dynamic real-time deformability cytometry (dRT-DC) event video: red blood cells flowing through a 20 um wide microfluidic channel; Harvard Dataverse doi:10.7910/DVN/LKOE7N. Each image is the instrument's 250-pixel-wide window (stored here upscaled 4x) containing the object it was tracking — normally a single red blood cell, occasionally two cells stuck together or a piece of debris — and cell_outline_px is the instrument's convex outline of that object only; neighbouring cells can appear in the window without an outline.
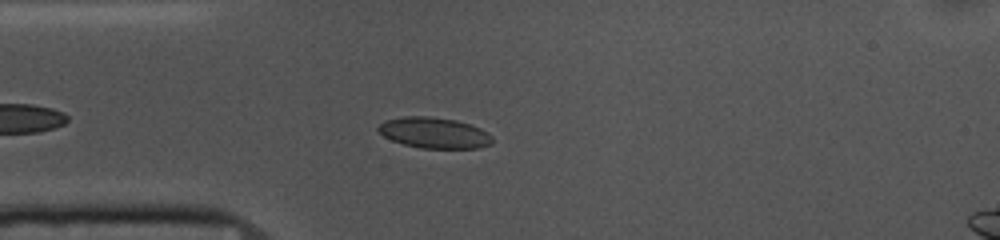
{"species": "common noctule bat (a hibernating species)", "species_latin": "Nyctalus noctula", "temperature_condition": "cold", "stored_images_in_passage": 25, "camera_frame_rate_fps": 3000, "um_per_image_px": 0.085, "animal": {"sex": "female", "body_mass_g": 10.0, "forearm_length_mm": 53.1}, "frame": {"image": 1, "passage_image": 7, "time_ms": 2.0, "image_size_px": [1000, 240], "cell_outline_px": [[492, 144], [480, 148], [420, 148], [404, 144], [392, 140], [384, 136], [376, 128], [384, 120], [404, 116], [428, 116], [456, 120], [480, 128], [488, 132], [492, 136]], "centroid_in_image_um": [36.91, 11.29], "position_along_channel_um": 48.1, "area_um2": 20.52}}
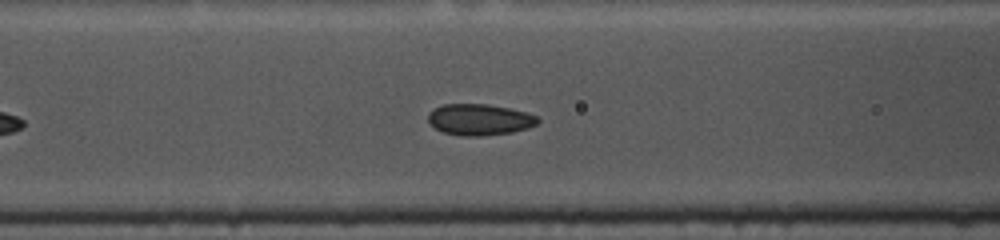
{"frame": {"image": 2, "passage_image": 14, "time_ms": 4.333, "image_size_px": [1000, 240], "cell_outline_px": [[540, 120], [536, 124], [528, 128], [512, 132], [480, 136], [460, 136], [444, 132], [436, 128], [428, 120], [428, 112], [444, 104], [488, 104], [528, 112], [536, 116]], "centroid_in_image_um": [40.77, 10.16], "position_along_channel_um": 125.8, "area_um2": 19.88}}
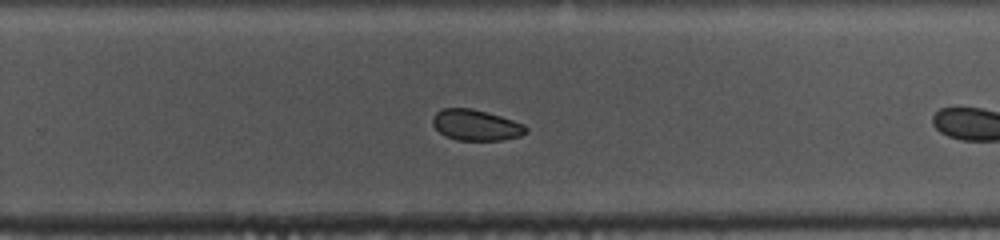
{"frame": {"image": 3, "passage_image": 24, "time_ms": 7.667, "image_size_px": [1000, 240], "cell_outline_px": [[528, 132], [520, 136], [500, 140], [456, 140], [440, 132], [432, 124], [432, 116], [436, 112], [444, 108], [472, 108], [500, 116], [524, 124], [528, 128]], "centroid_in_image_um": [40.46, 10.63], "position_along_channel_um": 289.3, "area_um2": 16.7}}